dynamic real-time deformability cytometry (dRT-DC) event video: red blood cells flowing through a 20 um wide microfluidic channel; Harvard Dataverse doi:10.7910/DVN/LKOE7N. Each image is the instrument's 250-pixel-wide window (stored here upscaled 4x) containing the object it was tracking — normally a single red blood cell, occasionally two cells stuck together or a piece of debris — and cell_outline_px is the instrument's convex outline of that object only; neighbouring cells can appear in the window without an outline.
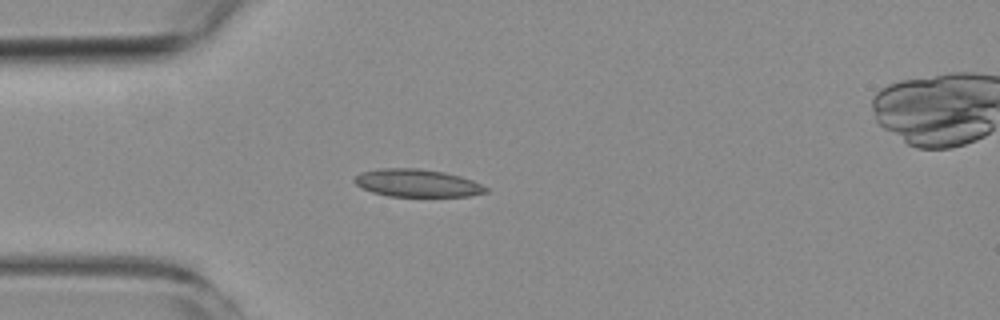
{"species": "common noctule bat (a hibernating species)", "species_latin": "Nyctalus noctula", "temperature_condition": "room temperature", "stored_images_in_passage": 2, "camera_frame_rate_fps": 3000, "um_per_image_px": 0.085, "animal": {"sex": "female", "body_mass_g": 19.3, "forearm_length_mm": 54.1}, "frame": {"image": 1, "passage_image": 2, "time_ms": 2.333, "image_size_px": [1000, 320], "cell_outline_px": [[488, 192], [468, 196], [388, 196], [372, 192], [360, 188], [352, 180], [360, 172], [380, 168], [420, 168], [444, 172], [460, 176], [472, 180], [488, 188]], "centroid_in_image_um": [35.42, 15.55], "position_along_channel_um": 49.6, "area_um2": 21.27}}